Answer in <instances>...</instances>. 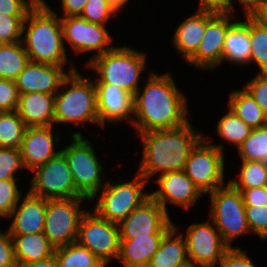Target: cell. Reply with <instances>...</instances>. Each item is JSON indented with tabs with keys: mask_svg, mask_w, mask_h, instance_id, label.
I'll use <instances>...</instances> for the list:
<instances>
[{
	"mask_svg": "<svg viewBox=\"0 0 267 267\" xmlns=\"http://www.w3.org/2000/svg\"><path fill=\"white\" fill-rule=\"evenodd\" d=\"M220 267H256L246 252L240 248H230L219 262Z\"/></svg>",
	"mask_w": 267,
	"mask_h": 267,
	"instance_id": "cell-44",
	"label": "cell"
},
{
	"mask_svg": "<svg viewBox=\"0 0 267 267\" xmlns=\"http://www.w3.org/2000/svg\"><path fill=\"white\" fill-rule=\"evenodd\" d=\"M252 17L267 28V2Z\"/></svg>",
	"mask_w": 267,
	"mask_h": 267,
	"instance_id": "cell-51",
	"label": "cell"
},
{
	"mask_svg": "<svg viewBox=\"0 0 267 267\" xmlns=\"http://www.w3.org/2000/svg\"><path fill=\"white\" fill-rule=\"evenodd\" d=\"M60 20L63 40L71 44L76 53L98 50L88 62L113 48L109 46L112 37L105 25L88 22L79 15L61 17Z\"/></svg>",
	"mask_w": 267,
	"mask_h": 267,
	"instance_id": "cell-13",
	"label": "cell"
},
{
	"mask_svg": "<svg viewBox=\"0 0 267 267\" xmlns=\"http://www.w3.org/2000/svg\"><path fill=\"white\" fill-rule=\"evenodd\" d=\"M0 267H18L15 259L14 241L9 231L0 232Z\"/></svg>",
	"mask_w": 267,
	"mask_h": 267,
	"instance_id": "cell-43",
	"label": "cell"
},
{
	"mask_svg": "<svg viewBox=\"0 0 267 267\" xmlns=\"http://www.w3.org/2000/svg\"><path fill=\"white\" fill-rule=\"evenodd\" d=\"M33 7L27 0H0V13L4 15H27Z\"/></svg>",
	"mask_w": 267,
	"mask_h": 267,
	"instance_id": "cell-46",
	"label": "cell"
},
{
	"mask_svg": "<svg viewBox=\"0 0 267 267\" xmlns=\"http://www.w3.org/2000/svg\"><path fill=\"white\" fill-rule=\"evenodd\" d=\"M159 189L150 194V197L159 203L167 212L166 203L178 205L185 210L195 204L199 197L204 195L184 170L168 171L157 178Z\"/></svg>",
	"mask_w": 267,
	"mask_h": 267,
	"instance_id": "cell-17",
	"label": "cell"
},
{
	"mask_svg": "<svg viewBox=\"0 0 267 267\" xmlns=\"http://www.w3.org/2000/svg\"><path fill=\"white\" fill-rule=\"evenodd\" d=\"M246 21H234L228 29L223 45L222 62L227 60L236 64H248L251 56L249 38V17Z\"/></svg>",
	"mask_w": 267,
	"mask_h": 267,
	"instance_id": "cell-25",
	"label": "cell"
},
{
	"mask_svg": "<svg viewBox=\"0 0 267 267\" xmlns=\"http://www.w3.org/2000/svg\"><path fill=\"white\" fill-rule=\"evenodd\" d=\"M32 172L36 173L29 191L33 195L45 200L82 197L75 188L72 173L62 152Z\"/></svg>",
	"mask_w": 267,
	"mask_h": 267,
	"instance_id": "cell-12",
	"label": "cell"
},
{
	"mask_svg": "<svg viewBox=\"0 0 267 267\" xmlns=\"http://www.w3.org/2000/svg\"><path fill=\"white\" fill-rule=\"evenodd\" d=\"M180 267H209L191 260H186Z\"/></svg>",
	"mask_w": 267,
	"mask_h": 267,
	"instance_id": "cell-53",
	"label": "cell"
},
{
	"mask_svg": "<svg viewBox=\"0 0 267 267\" xmlns=\"http://www.w3.org/2000/svg\"><path fill=\"white\" fill-rule=\"evenodd\" d=\"M82 200L87 198L46 200L43 233L55 248L76 242L80 220L86 213L80 209Z\"/></svg>",
	"mask_w": 267,
	"mask_h": 267,
	"instance_id": "cell-10",
	"label": "cell"
},
{
	"mask_svg": "<svg viewBox=\"0 0 267 267\" xmlns=\"http://www.w3.org/2000/svg\"><path fill=\"white\" fill-rule=\"evenodd\" d=\"M196 14L184 20L173 35V44L188 61L198 50L207 24V10L197 9Z\"/></svg>",
	"mask_w": 267,
	"mask_h": 267,
	"instance_id": "cell-23",
	"label": "cell"
},
{
	"mask_svg": "<svg viewBox=\"0 0 267 267\" xmlns=\"http://www.w3.org/2000/svg\"><path fill=\"white\" fill-rule=\"evenodd\" d=\"M26 128L16 111L0 112V148H20Z\"/></svg>",
	"mask_w": 267,
	"mask_h": 267,
	"instance_id": "cell-31",
	"label": "cell"
},
{
	"mask_svg": "<svg viewBox=\"0 0 267 267\" xmlns=\"http://www.w3.org/2000/svg\"><path fill=\"white\" fill-rule=\"evenodd\" d=\"M14 241L17 265L44 260L54 255L55 247L43 232L25 235H10Z\"/></svg>",
	"mask_w": 267,
	"mask_h": 267,
	"instance_id": "cell-27",
	"label": "cell"
},
{
	"mask_svg": "<svg viewBox=\"0 0 267 267\" xmlns=\"http://www.w3.org/2000/svg\"><path fill=\"white\" fill-rule=\"evenodd\" d=\"M45 0H30L29 2L33 5V6H49L46 2H44Z\"/></svg>",
	"mask_w": 267,
	"mask_h": 267,
	"instance_id": "cell-54",
	"label": "cell"
},
{
	"mask_svg": "<svg viewBox=\"0 0 267 267\" xmlns=\"http://www.w3.org/2000/svg\"><path fill=\"white\" fill-rule=\"evenodd\" d=\"M210 194V219L222 236L224 242L230 247V242L244 233L251 232L245 214V204L241 192L229 183L218 188Z\"/></svg>",
	"mask_w": 267,
	"mask_h": 267,
	"instance_id": "cell-8",
	"label": "cell"
},
{
	"mask_svg": "<svg viewBox=\"0 0 267 267\" xmlns=\"http://www.w3.org/2000/svg\"><path fill=\"white\" fill-rule=\"evenodd\" d=\"M228 12L207 10V24L204 36L196 53L187 61L199 68H215L222 64L223 45L230 21ZM231 22V23H230Z\"/></svg>",
	"mask_w": 267,
	"mask_h": 267,
	"instance_id": "cell-16",
	"label": "cell"
},
{
	"mask_svg": "<svg viewBox=\"0 0 267 267\" xmlns=\"http://www.w3.org/2000/svg\"><path fill=\"white\" fill-rule=\"evenodd\" d=\"M118 226L120 239L127 240L136 236L165 235L174 225L168 212L150 197Z\"/></svg>",
	"mask_w": 267,
	"mask_h": 267,
	"instance_id": "cell-14",
	"label": "cell"
},
{
	"mask_svg": "<svg viewBox=\"0 0 267 267\" xmlns=\"http://www.w3.org/2000/svg\"><path fill=\"white\" fill-rule=\"evenodd\" d=\"M128 0H106L108 5L114 9V11L117 13L118 11L123 8V6L127 3Z\"/></svg>",
	"mask_w": 267,
	"mask_h": 267,
	"instance_id": "cell-52",
	"label": "cell"
},
{
	"mask_svg": "<svg viewBox=\"0 0 267 267\" xmlns=\"http://www.w3.org/2000/svg\"><path fill=\"white\" fill-rule=\"evenodd\" d=\"M249 38L251 42L250 61L257 63L259 73H267V28L253 17H249Z\"/></svg>",
	"mask_w": 267,
	"mask_h": 267,
	"instance_id": "cell-34",
	"label": "cell"
},
{
	"mask_svg": "<svg viewBox=\"0 0 267 267\" xmlns=\"http://www.w3.org/2000/svg\"><path fill=\"white\" fill-rule=\"evenodd\" d=\"M24 32V41L21 42L25 44L23 46L31 62L56 66L67 64L61 20L52 8L34 6L24 20Z\"/></svg>",
	"mask_w": 267,
	"mask_h": 267,
	"instance_id": "cell-3",
	"label": "cell"
},
{
	"mask_svg": "<svg viewBox=\"0 0 267 267\" xmlns=\"http://www.w3.org/2000/svg\"><path fill=\"white\" fill-rule=\"evenodd\" d=\"M239 180L228 183L235 189H249L267 186V163L263 161L242 160Z\"/></svg>",
	"mask_w": 267,
	"mask_h": 267,
	"instance_id": "cell-32",
	"label": "cell"
},
{
	"mask_svg": "<svg viewBox=\"0 0 267 267\" xmlns=\"http://www.w3.org/2000/svg\"><path fill=\"white\" fill-rule=\"evenodd\" d=\"M232 0H200L199 9L232 13Z\"/></svg>",
	"mask_w": 267,
	"mask_h": 267,
	"instance_id": "cell-47",
	"label": "cell"
},
{
	"mask_svg": "<svg viewBox=\"0 0 267 267\" xmlns=\"http://www.w3.org/2000/svg\"><path fill=\"white\" fill-rule=\"evenodd\" d=\"M223 146L209 144L204 136L190 152L184 172L203 194L223 187L224 183Z\"/></svg>",
	"mask_w": 267,
	"mask_h": 267,
	"instance_id": "cell-9",
	"label": "cell"
},
{
	"mask_svg": "<svg viewBox=\"0 0 267 267\" xmlns=\"http://www.w3.org/2000/svg\"><path fill=\"white\" fill-rule=\"evenodd\" d=\"M120 232L116 223L101 218L94 211L82 216L76 242L89 249L105 265L117 258L120 251Z\"/></svg>",
	"mask_w": 267,
	"mask_h": 267,
	"instance_id": "cell-11",
	"label": "cell"
},
{
	"mask_svg": "<svg viewBox=\"0 0 267 267\" xmlns=\"http://www.w3.org/2000/svg\"><path fill=\"white\" fill-rule=\"evenodd\" d=\"M212 224L208 221L191 224L184 237L188 259L209 267H215L230 249Z\"/></svg>",
	"mask_w": 267,
	"mask_h": 267,
	"instance_id": "cell-15",
	"label": "cell"
},
{
	"mask_svg": "<svg viewBox=\"0 0 267 267\" xmlns=\"http://www.w3.org/2000/svg\"><path fill=\"white\" fill-rule=\"evenodd\" d=\"M244 89L250 93L261 109L267 114V73H258Z\"/></svg>",
	"mask_w": 267,
	"mask_h": 267,
	"instance_id": "cell-42",
	"label": "cell"
},
{
	"mask_svg": "<svg viewBox=\"0 0 267 267\" xmlns=\"http://www.w3.org/2000/svg\"><path fill=\"white\" fill-rule=\"evenodd\" d=\"M88 67L99 75L95 84L115 85L134 96L139 90L140 74L146 67V55L127 46L113 47L94 57Z\"/></svg>",
	"mask_w": 267,
	"mask_h": 267,
	"instance_id": "cell-5",
	"label": "cell"
},
{
	"mask_svg": "<svg viewBox=\"0 0 267 267\" xmlns=\"http://www.w3.org/2000/svg\"><path fill=\"white\" fill-rule=\"evenodd\" d=\"M143 145V159L138 174L147 181L168 171L184 170L190 152L204 137L188 122L180 127L139 133Z\"/></svg>",
	"mask_w": 267,
	"mask_h": 267,
	"instance_id": "cell-2",
	"label": "cell"
},
{
	"mask_svg": "<svg viewBox=\"0 0 267 267\" xmlns=\"http://www.w3.org/2000/svg\"><path fill=\"white\" fill-rule=\"evenodd\" d=\"M72 142L61 150L72 173L77 192L88 200H93L105 185L101 182L103 166L99 163L93 146L81 133L72 134Z\"/></svg>",
	"mask_w": 267,
	"mask_h": 267,
	"instance_id": "cell-6",
	"label": "cell"
},
{
	"mask_svg": "<svg viewBox=\"0 0 267 267\" xmlns=\"http://www.w3.org/2000/svg\"><path fill=\"white\" fill-rule=\"evenodd\" d=\"M19 190L16 179L0 180V217L10 218L15 206L20 202Z\"/></svg>",
	"mask_w": 267,
	"mask_h": 267,
	"instance_id": "cell-37",
	"label": "cell"
},
{
	"mask_svg": "<svg viewBox=\"0 0 267 267\" xmlns=\"http://www.w3.org/2000/svg\"><path fill=\"white\" fill-rule=\"evenodd\" d=\"M134 178L133 181L119 184L105 182L100 189L102 194L97 198L93 211L101 218L119 224L150 198V194L144 193V187L148 181L138 173Z\"/></svg>",
	"mask_w": 267,
	"mask_h": 267,
	"instance_id": "cell-7",
	"label": "cell"
},
{
	"mask_svg": "<svg viewBox=\"0 0 267 267\" xmlns=\"http://www.w3.org/2000/svg\"><path fill=\"white\" fill-rule=\"evenodd\" d=\"M176 232L177 227L174 225L164 235L158 250L150 258L147 267H180L188 260L184 235H177Z\"/></svg>",
	"mask_w": 267,
	"mask_h": 267,
	"instance_id": "cell-26",
	"label": "cell"
},
{
	"mask_svg": "<svg viewBox=\"0 0 267 267\" xmlns=\"http://www.w3.org/2000/svg\"><path fill=\"white\" fill-rule=\"evenodd\" d=\"M55 95L33 92L19 94L17 114L26 127H46L54 123Z\"/></svg>",
	"mask_w": 267,
	"mask_h": 267,
	"instance_id": "cell-22",
	"label": "cell"
},
{
	"mask_svg": "<svg viewBox=\"0 0 267 267\" xmlns=\"http://www.w3.org/2000/svg\"><path fill=\"white\" fill-rule=\"evenodd\" d=\"M79 73L71 67L61 82L60 91L55 94L54 123L79 124L83 121L100 125L94 81L90 82ZM64 85H70V89L64 88Z\"/></svg>",
	"mask_w": 267,
	"mask_h": 267,
	"instance_id": "cell-4",
	"label": "cell"
},
{
	"mask_svg": "<svg viewBox=\"0 0 267 267\" xmlns=\"http://www.w3.org/2000/svg\"><path fill=\"white\" fill-rule=\"evenodd\" d=\"M163 237L164 235H147L120 240L118 260L124 263L125 267H147Z\"/></svg>",
	"mask_w": 267,
	"mask_h": 267,
	"instance_id": "cell-24",
	"label": "cell"
},
{
	"mask_svg": "<svg viewBox=\"0 0 267 267\" xmlns=\"http://www.w3.org/2000/svg\"><path fill=\"white\" fill-rule=\"evenodd\" d=\"M240 4L244 5L246 17H252L266 2L267 0H238Z\"/></svg>",
	"mask_w": 267,
	"mask_h": 267,
	"instance_id": "cell-49",
	"label": "cell"
},
{
	"mask_svg": "<svg viewBox=\"0 0 267 267\" xmlns=\"http://www.w3.org/2000/svg\"><path fill=\"white\" fill-rule=\"evenodd\" d=\"M19 92L14 80L0 78V112L16 111Z\"/></svg>",
	"mask_w": 267,
	"mask_h": 267,
	"instance_id": "cell-41",
	"label": "cell"
},
{
	"mask_svg": "<svg viewBox=\"0 0 267 267\" xmlns=\"http://www.w3.org/2000/svg\"><path fill=\"white\" fill-rule=\"evenodd\" d=\"M52 128L53 125L26 128L20 146L24 168L33 171L61 152L54 151V142L59 143L60 139L54 140Z\"/></svg>",
	"mask_w": 267,
	"mask_h": 267,
	"instance_id": "cell-19",
	"label": "cell"
},
{
	"mask_svg": "<svg viewBox=\"0 0 267 267\" xmlns=\"http://www.w3.org/2000/svg\"><path fill=\"white\" fill-rule=\"evenodd\" d=\"M252 129L230 109L217 124L219 136L237 147L249 136Z\"/></svg>",
	"mask_w": 267,
	"mask_h": 267,
	"instance_id": "cell-35",
	"label": "cell"
},
{
	"mask_svg": "<svg viewBox=\"0 0 267 267\" xmlns=\"http://www.w3.org/2000/svg\"><path fill=\"white\" fill-rule=\"evenodd\" d=\"M228 107L251 128L267 126V114L245 89L231 92Z\"/></svg>",
	"mask_w": 267,
	"mask_h": 267,
	"instance_id": "cell-28",
	"label": "cell"
},
{
	"mask_svg": "<svg viewBox=\"0 0 267 267\" xmlns=\"http://www.w3.org/2000/svg\"><path fill=\"white\" fill-rule=\"evenodd\" d=\"M88 0H61L63 17L78 16Z\"/></svg>",
	"mask_w": 267,
	"mask_h": 267,
	"instance_id": "cell-48",
	"label": "cell"
},
{
	"mask_svg": "<svg viewBox=\"0 0 267 267\" xmlns=\"http://www.w3.org/2000/svg\"><path fill=\"white\" fill-rule=\"evenodd\" d=\"M18 267H59V265L55 255H53L41 261L21 264Z\"/></svg>",
	"mask_w": 267,
	"mask_h": 267,
	"instance_id": "cell-50",
	"label": "cell"
},
{
	"mask_svg": "<svg viewBox=\"0 0 267 267\" xmlns=\"http://www.w3.org/2000/svg\"><path fill=\"white\" fill-rule=\"evenodd\" d=\"M237 148L240 159L267 163V126L253 128L249 136Z\"/></svg>",
	"mask_w": 267,
	"mask_h": 267,
	"instance_id": "cell-33",
	"label": "cell"
},
{
	"mask_svg": "<svg viewBox=\"0 0 267 267\" xmlns=\"http://www.w3.org/2000/svg\"><path fill=\"white\" fill-rule=\"evenodd\" d=\"M59 267H105L89 249L77 242L55 249Z\"/></svg>",
	"mask_w": 267,
	"mask_h": 267,
	"instance_id": "cell-30",
	"label": "cell"
},
{
	"mask_svg": "<svg viewBox=\"0 0 267 267\" xmlns=\"http://www.w3.org/2000/svg\"><path fill=\"white\" fill-rule=\"evenodd\" d=\"M236 190L241 192L245 206H267V186Z\"/></svg>",
	"mask_w": 267,
	"mask_h": 267,
	"instance_id": "cell-45",
	"label": "cell"
},
{
	"mask_svg": "<svg viewBox=\"0 0 267 267\" xmlns=\"http://www.w3.org/2000/svg\"><path fill=\"white\" fill-rule=\"evenodd\" d=\"M245 214L250 231L267 239V206H245Z\"/></svg>",
	"mask_w": 267,
	"mask_h": 267,
	"instance_id": "cell-40",
	"label": "cell"
},
{
	"mask_svg": "<svg viewBox=\"0 0 267 267\" xmlns=\"http://www.w3.org/2000/svg\"><path fill=\"white\" fill-rule=\"evenodd\" d=\"M29 62L21 41L0 44V78L15 80Z\"/></svg>",
	"mask_w": 267,
	"mask_h": 267,
	"instance_id": "cell-29",
	"label": "cell"
},
{
	"mask_svg": "<svg viewBox=\"0 0 267 267\" xmlns=\"http://www.w3.org/2000/svg\"><path fill=\"white\" fill-rule=\"evenodd\" d=\"M64 66L29 62L14 80L19 94L40 92L55 95L61 82L69 74Z\"/></svg>",
	"mask_w": 267,
	"mask_h": 267,
	"instance_id": "cell-18",
	"label": "cell"
},
{
	"mask_svg": "<svg viewBox=\"0 0 267 267\" xmlns=\"http://www.w3.org/2000/svg\"><path fill=\"white\" fill-rule=\"evenodd\" d=\"M12 211L10 217L14 219L9 227L10 235L36 234L43 232L46 200L28 192Z\"/></svg>",
	"mask_w": 267,
	"mask_h": 267,
	"instance_id": "cell-21",
	"label": "cell"
},
{
	"mask_svg": "<svg viewBox=\"0 0 267 267\" xmlns=\"http://www.w3.org/2000/svg\"><path fill=\"white\" fill-rule=\"evenodd\" d=\"M116 14L106 0H88L80 17L88 22L105 25L111 15Z\"/></svg>",
	"mask_w": 267,
	"mask_h": 267,
	"instance_id": "cell-39",
	"label": "cell"
},
{
	"mask_svg": "<svg viewBox=\"0 0 267 267\" xmlns=\"http://www.w3.org/2000/svg\"><path fill=\"white\" fill-rule=\"evenodd\" d=\"M100 126L107 122H119L133 114V95L111 84H95Z\"/></svg>",
	"mask_w": 267,
	"mask_h": 267,
	"instance_id": "cell-20",
	"label": "cell"
},
{
	"mask_svg": "<svg viewBox=\"0 0 267 267\" xmlns=\"http://www.w3.org/2000/svg\"><path fill=\"white\" fill-rule=\"evenodd\" d=\"M171 74L151 72L140 94L133 96L134 129L138 133L180 127L189 122L187 100L177 89Z\"/></svg>",
	"mask_w": 267,
	"mask_h": 267,
	"instance_id": "cell-1",
	"label": "cell"
},
{
	"mask_svg": "<svg viewBox=\"0 0 267 267\" xmlns=\"http://www.w3.org/2000/svg\"><path fill=\"white\" fill-rule=\"evenodd\" d=\"M23 167L20 148H0V180L16 179L14 173Z\"/></svg>",
	"mask_w": 267,
	"mask_h": 267,
	"instance_id": "cell-38",
	"label": "cell"
},
{
	"mask_svg": "<svg viewBox=\"0 0 267 267\" xmlns=\"http://www.w3.org/2000/svg\"><path fill=\"white\" fill-rule=\"evenodd\" d=\"M27 15H4L0 13V44L22 41L23 24Z\"/></svg>",
	"mask_w": 267,
	"mask_h": 267,
	"instance_id": "cell-36",
	"label": "cell"
}]
</instances>
